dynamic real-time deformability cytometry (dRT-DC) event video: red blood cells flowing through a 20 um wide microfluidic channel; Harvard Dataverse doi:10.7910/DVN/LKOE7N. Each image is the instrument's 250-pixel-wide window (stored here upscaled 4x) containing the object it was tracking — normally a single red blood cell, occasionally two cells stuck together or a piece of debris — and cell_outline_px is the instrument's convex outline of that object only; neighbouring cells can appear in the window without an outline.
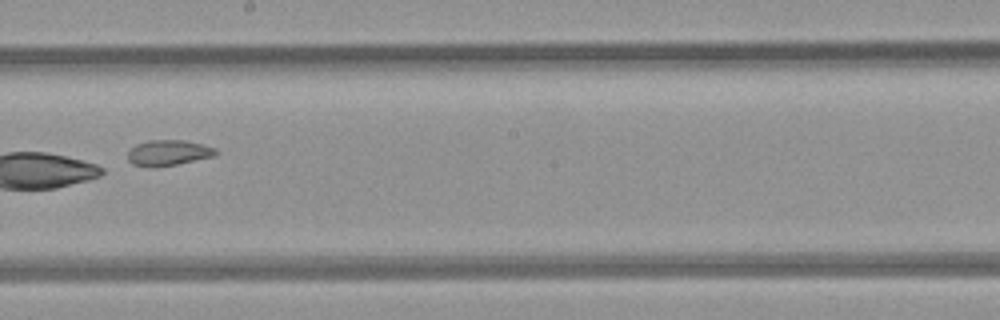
{"species": "common noctule bat (a hibernating species)", "species_latin": "Nyctalus noctula", "temperature_condition": "room temperature", "stored_images_in_passage": 5, "camera_frame_rate_fps": 3000, "um_per_image_px": 0.085, "animal": {"sex": "female", "body_mass_g": 21.9}, "frame": {"image": 1, "passage_image": 5, "time_ms": 1.333, "image_size_px": [1000, 320], "cell_outline_px": [[220, 152], [216, 156], [156, 168], [132, 164], [128, 160], [128, 152], [136, 144], [148, 140], [184, 140], [216, 148]], "centroid_in_image_um": [14.33, 12.99], "position_along_channel_um": 233.9, "area_um2": 13.24}}